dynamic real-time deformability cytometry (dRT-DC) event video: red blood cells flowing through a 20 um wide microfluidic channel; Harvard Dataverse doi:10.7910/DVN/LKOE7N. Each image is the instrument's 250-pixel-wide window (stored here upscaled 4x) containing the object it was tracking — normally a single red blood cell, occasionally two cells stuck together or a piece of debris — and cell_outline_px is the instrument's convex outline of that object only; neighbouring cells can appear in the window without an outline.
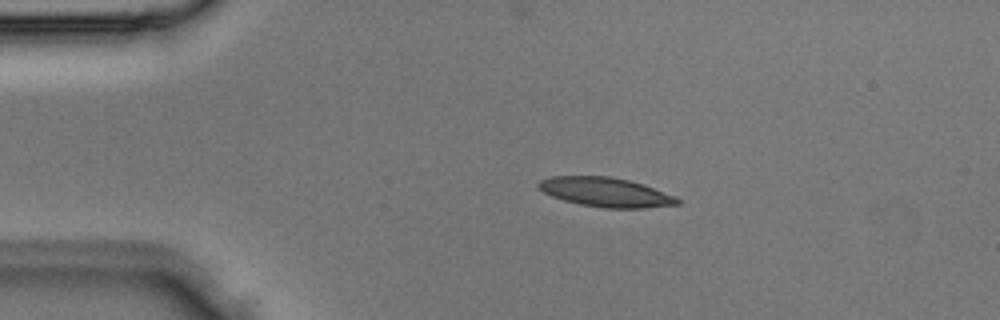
{"species": "Egyptian fruit bat (a non-hibernating species)", "species_latin": "Rousettus aegyptiacus", "temperature_condition": "room temperature", "stored_images_in_passage": 4, "camera_frame_rate_fps": 3000, "um_per_image_px": 0.085, "animal": {"sex": "male"}, "frame": {"image": 1, "passage_image": 3, "time_ms": 0.667, "image_size_px": [1000, 320], "cell_outline_px": [[680, 204], [644, 208], [604, 208], [580, 204], [564, 200], [552, 196], [544, 192], [536, 184], [540, 180], [552, 176], [612, 176], [644, 184], [676, 196], [680, 200]], "centroid_in_image_um": [51.51, 16.33], "position_along_channel_um": 33.5, "area_um2": 23.76}}